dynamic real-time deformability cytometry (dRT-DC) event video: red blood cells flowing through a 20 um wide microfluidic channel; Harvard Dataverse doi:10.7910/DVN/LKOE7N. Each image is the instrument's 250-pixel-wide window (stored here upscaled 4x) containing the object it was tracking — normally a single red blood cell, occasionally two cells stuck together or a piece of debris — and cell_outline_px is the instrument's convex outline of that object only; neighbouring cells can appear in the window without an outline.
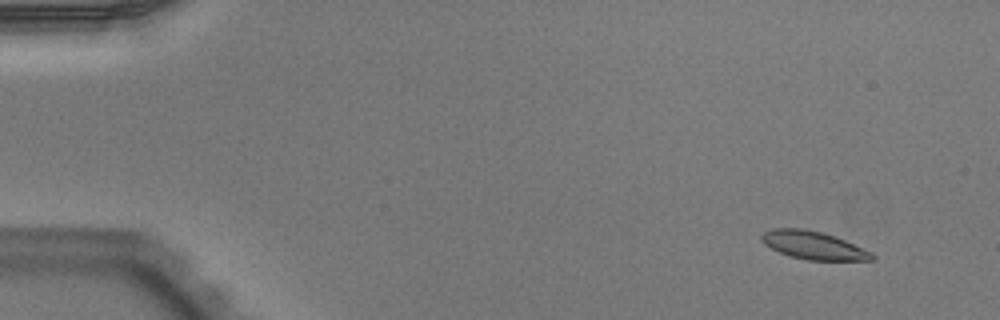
{"species": "Egyptian fruit bat (a non-hibernating species)", "species_latin": "Rousettus aegyptiacus", "temperature_condition": "warm", "stored_images_in_passage": 49, "camera_frame_rate_fps": 3000, "um_per_image_px": 0.085, "animal": {"sex": "male"}, "frame": {"image": 1, "passage_image": 1, "time_ms": 0.0, "image_size_px": [1000, 320], "cell_outline_px": [[876, 256], [872, 260], [808, 260], [788, 256], [764, 244], [760, 240], [760, 236], [764, 232], [772, 228], [800, 228], [820, 232], [844, 240], [872, 252]], "centroid_in_image_um": [69.11, 20.85], "position_along_channel_um": 15.9, "area_um2": 17.86}}
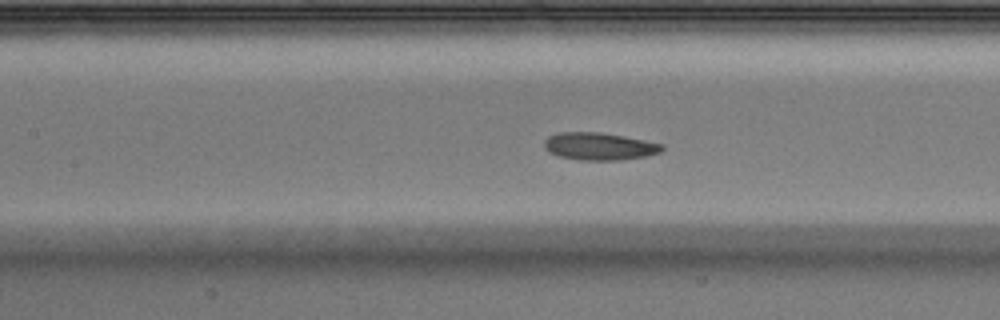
{"frame": {"image": 2, "passage_image": 21, "time_ms": 6.667, "image_size_px": [1000, 320], "cell_outline_px": [[664, 148], [660, 152], [644, 156], [620, 160], [580, 160], [560, 156], [548, 152], [544, 148], [544, 140], [548, 136], [560, 132], [600, 132], [624, 136], [664, 144]], "centroid_in_image_um": [50.92, 12.43], "position_along_channel_um": 156.5, "area_um2": 18.84}}
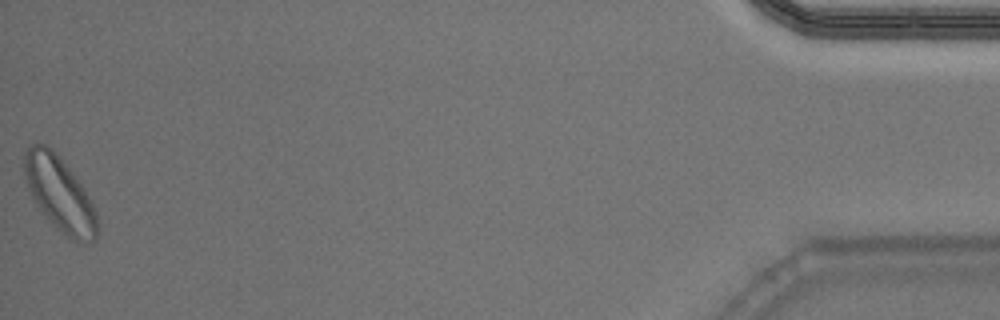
{"frame": {"image": 3, "passage_image": 49, "time_ms": 16.0, "image_size_px": [1000, 320], "cell_outline_px": [[96, 240], [84, 244], [72, 240], [48, 220], [32, 196], [24, 172], [24, 152], [32, 144], [44, 144], [68, 168], [80, 184], [88, 196], [96, 212]], "centroid_in_image_um": [5.07, 16.53], "position_along_channel_um": 430.1, "area_um2": 30.4}, "authors_computed_cell_mechanics": {"area_um2": 18.8428, "velocity_mm_per_s": 3.9027, "shape_relaxation_time_tau1_ms": 2.5319, "shape_relaxation_time_tau2_ms": 7.7109, "deformation_change_tau1": 0.1029, "deformation_change_tau2": 0.1633}}